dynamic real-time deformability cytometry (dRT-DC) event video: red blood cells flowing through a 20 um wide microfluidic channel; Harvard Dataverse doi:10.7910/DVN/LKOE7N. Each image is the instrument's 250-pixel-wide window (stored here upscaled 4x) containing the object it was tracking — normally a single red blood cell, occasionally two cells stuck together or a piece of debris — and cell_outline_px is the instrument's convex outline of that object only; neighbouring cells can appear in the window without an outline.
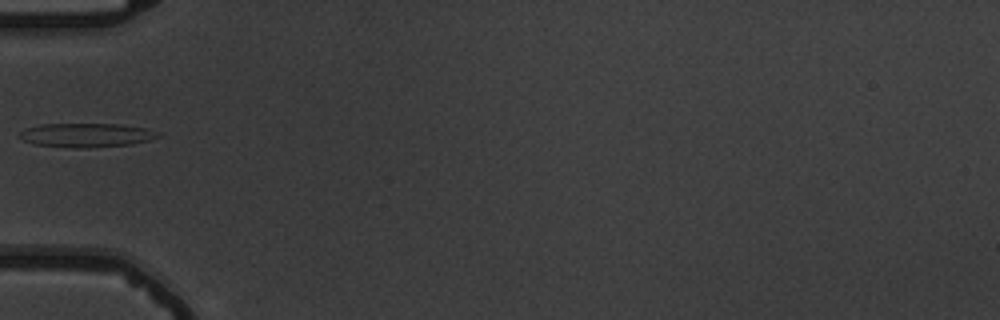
{"species": "common noctule bat (a hibernating species)", "species_latin": "Nyctalus noctula", "temperature_condition": "warm", "stored_images_in_passage": 4, "camera_frame_rate_fps": 3000, "um_per_image_px": 0.085, "animal": {"sex": "male", "body_mass_g": 19.5, "forearm_length_mm": 54.6}, "frame": {"image": 1, "passage_image": 3, "time_ms": 2.333, "image_size_px": [1000, 320], "cell_outline_px": [[160, 136], [148, 140], [132, 144], [80, 148], [72, 148], [32, 144], [24, 140], [20, 136], [20, 132], [28, 128], [40, 124], [120, 124], [144, 128], [156, 132]], "centroid_in_image_um": [7.31, 11.49], "position_along_channel_um": 77.7, "area_um2": 19.07}}
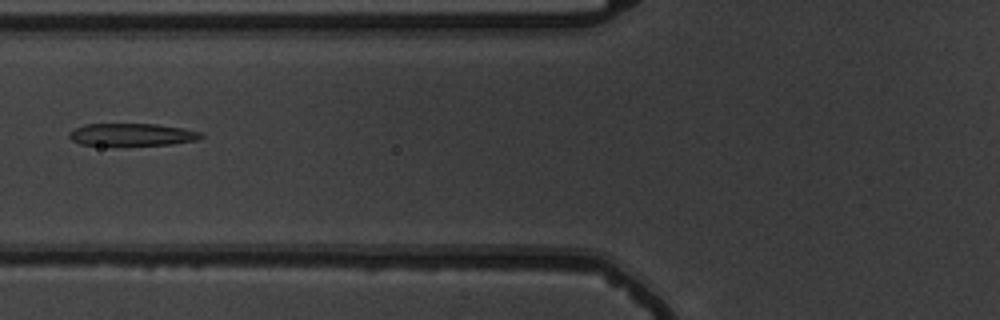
{"frame": {"image": 2, "passage_image": 4, "time_ms": 3.333, "image_size_px": [1000, 320], "cell_outline_px": [[204, 136], [196, 140], [172, 144], [116, 148], [112, 148], [80, 144], [72, 140], [68, 136], [68, 132], [84, 124], [156, 124], [184, 128], [200, 132]], "centroid_in_image_um": [11.16, 11.49], "position_along_channel_um": 114.6, "area_um2": 18.21}}